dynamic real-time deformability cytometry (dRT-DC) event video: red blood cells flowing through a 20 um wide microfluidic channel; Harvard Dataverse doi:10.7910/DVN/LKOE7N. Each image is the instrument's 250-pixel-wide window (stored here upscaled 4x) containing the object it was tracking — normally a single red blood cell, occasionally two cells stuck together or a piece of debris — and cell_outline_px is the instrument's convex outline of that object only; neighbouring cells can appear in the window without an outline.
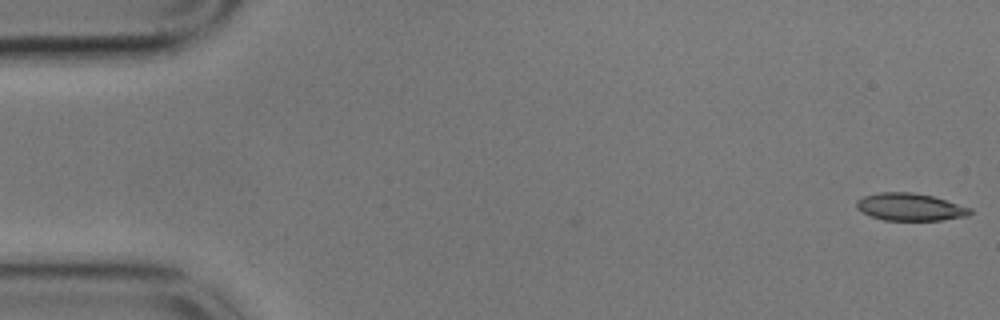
{"species": "common noctule bat (a hibernating species)", "species_latin": "Nyctalus noctula", "temperature_condition": "cold", "stored_images_in_passage": 43, "camera_frame_rate_fps": 3000, "um_per_image_px": 0.085, "animal": {"sex": "male", "body_mass_g": 17.9}, "frame": {"image": 1, "passage_image": 1, "time_ms": 0.0, "image_size_px": [1000, 320], "cell_outline_px": [[972, 212], [968, 216], [940, 220], [884, 220], [872, 216], [856, 208], [856, 200], [864, 196], [880, 192], [912, 192], [932, 196], [972, 208]], "centroid_in_image_um": [77.36, 17.59], "position_along_channel_um": 7.6, "area_um2": 18.03}}
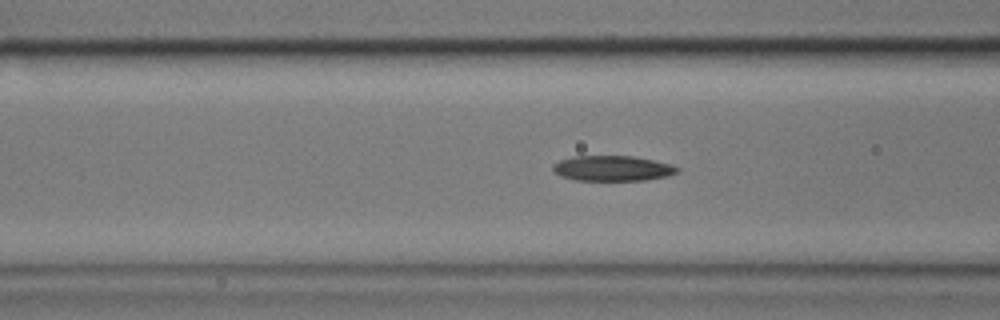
{"frame": {"image": 2, "passage_image": 21, "time_ms": 6.667, "image_size_px": [1000, 320], "cell_outline_px": [[680, 168], [676, 172], [668, 176], [644, 180], [576, 180], [560, 176], [552, 172], [552, 164], [560, 160], [572, 156], [632, 156], [672, 164]], "centroid_in_image_um": [52.02, 14.3], "position_along_channel_um": 114.6, "area_um2": 18.38}}
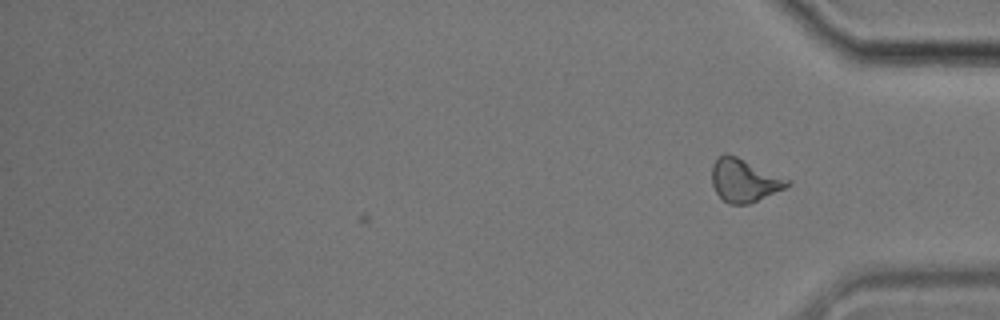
{"frame": {"image": 3, "passage_image": 43, "time_ms": 14.0, "image_size_px": [1000, 320], "cell_outline_px": [[792, 184], [784, 188], [748, 204], [728, 204], [716, 192], [712, 184], [712, 164], [716, 156], [724, 152], [736, 156], [792, 180]], "centroid_in_image_um": [63.24, 15.3], "position_along_channel_um": 372.0, "area_um2": 18.96}, "authors_computed_cell_mechanics": {"area_um2": 18.3804, "velocity_mm_per_s": 3.5424, "shape_relaxation_time_tau1_ms": 4.7754, "shape_relaxation_time_tau2_ms": 5.7569, "deformation_change_tau1": 0.138, "deformation_change_tau2": 0.1492}}